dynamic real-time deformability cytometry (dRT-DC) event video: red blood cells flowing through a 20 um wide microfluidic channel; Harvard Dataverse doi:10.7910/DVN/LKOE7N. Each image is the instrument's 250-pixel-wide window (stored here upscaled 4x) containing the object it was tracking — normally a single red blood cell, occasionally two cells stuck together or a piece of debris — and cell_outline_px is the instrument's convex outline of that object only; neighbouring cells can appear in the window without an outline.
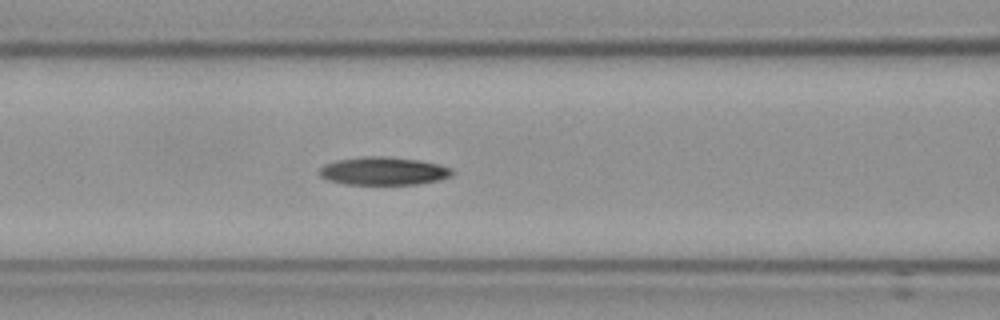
{"species": "Egyptian fruit bat (a non-hibernating species)", "species_latin": "Rousettus aegyptiacus", "temperature_condition": "cold", "stored_images_in_passage": 39, "camera_frame_rate_fps": 3000, "um_per_image_px": 0.085, "frame": {"image": 1, "passage_image": 6, "time_ms": 1.667, "image_size_px": [1000, 320], "cell_outline_px": [[456, 172], [452, 176], [440, 180], [420, 184], [348, 184], [328, 180], [320, 176], [320, 168], [324, 164], [336, 160], [368, 156], [384, 156], [416, 160], [436, 164], [452, 168]], "centroid_in_image_um": [32.63, 14.54], "position_along_channel_um": 134.0, "area_um2": 21.62}}